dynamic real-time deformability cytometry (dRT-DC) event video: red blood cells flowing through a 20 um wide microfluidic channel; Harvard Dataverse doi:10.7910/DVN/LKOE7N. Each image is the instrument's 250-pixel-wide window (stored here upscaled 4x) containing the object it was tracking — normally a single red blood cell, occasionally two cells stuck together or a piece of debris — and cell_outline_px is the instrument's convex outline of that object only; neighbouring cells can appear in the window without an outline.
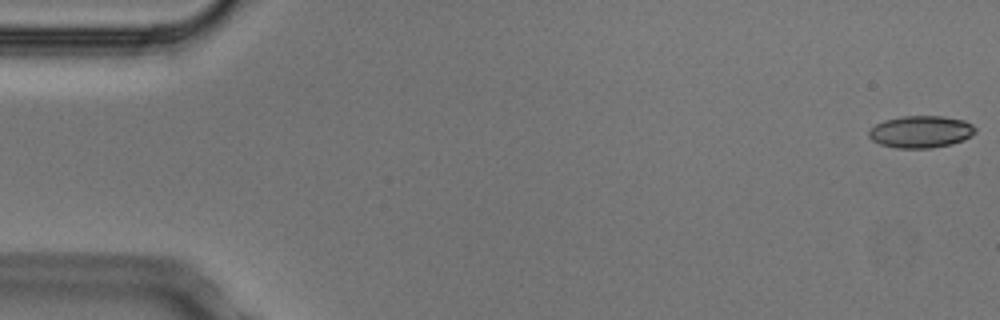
{"species": "Egyptian fruit bat (a non-hibernating species)", "species_latin": "Rousettus aegyptiacus", "temperature_condition": "cold", "stored_images_in_passage": 5, "segment_of_instrument_passage": [2, 2], "camera_frame_rate_fps": 3000, "um_per_image_px": 0.085, "animal": {"sex": "male"}, "frame": {"image": 1, "passage_image": 5, "time_ms": 1.333, "image_size_px": [1000, 320], "cell_outline_px": [[976, 132], [972, 136], [964, 140], [952, 144], [932, 148], [896, 148], [880, 144], [872, 140], [868, 136], [868, 132], [876, 124], [884, 120], [900, 116], [944, 116], [964, 120], [972, 124], [976, 128]], "centroid_in_image_um": [78.29, 11.2], "position_along_channel_um": 6.7, "area_um2": 20.11}}